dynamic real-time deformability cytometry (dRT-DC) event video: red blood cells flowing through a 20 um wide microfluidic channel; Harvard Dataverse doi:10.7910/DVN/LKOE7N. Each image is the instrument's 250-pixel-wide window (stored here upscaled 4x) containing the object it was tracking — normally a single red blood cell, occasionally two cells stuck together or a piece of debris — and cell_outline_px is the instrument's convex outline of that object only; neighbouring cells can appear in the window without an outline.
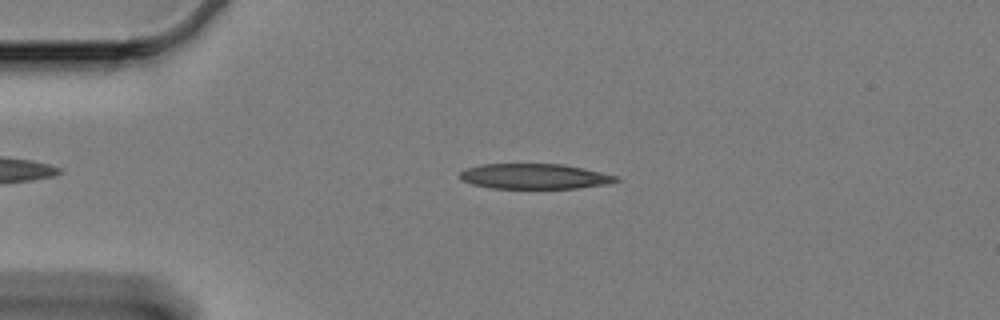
{"species": "Egyptian fruit bat (a non-hibernating species)", "species_latin": "Rousettus aegyptiacus", "temperature_condition": "cold", "stored_images_in_passage": 44, "camera_frame_rate_fps": 3000, "um_per_image_px": 0.085, "animal": {"sex": "female"}, "frame": {"image": 1, "passage_image": 13, "time_ms": 4.0, "image_size_px": [1000, 320], "cell_outline_px": [[620, 180], [608, 184], [576, 188], [488, 188], [472, 184], [460, 180], [460, 172], [468, 168], [480, 164], [564, 164], [620, 176]], "centroid_in_image_um": [45.45, 14.99], "position_along_channel_um": 39.6, "area_um2": 23.06}}
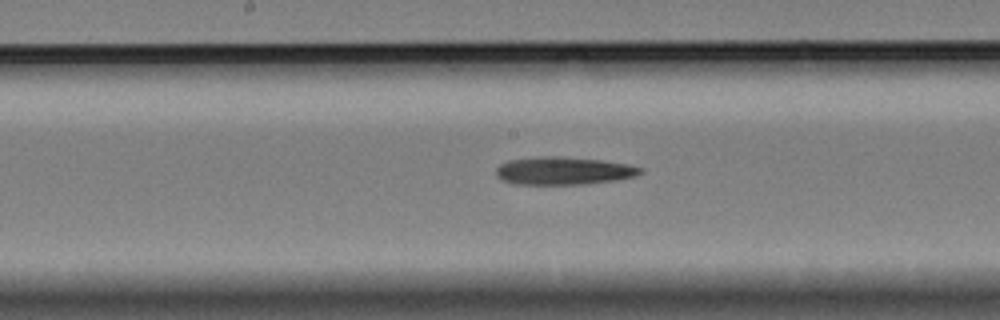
{"frame": {"image": 2, "passage_image": 30, "time_ms": 9.667, "image_size_px": [1000, 320], "cell_outline_px": [[644, 172], [636, 176], [616, 180], [584, 184], [512, 184], [500, 180], [496, 176], [496, 168], [500, 164], [508, 160], [540, 156], [560, 156], [600, 160], [628, 164], [644, 168]], "centroid_in_image_um": [47.89, 14.52], "position_along_channel_um": 200.3, "area_um2": 23.64}}
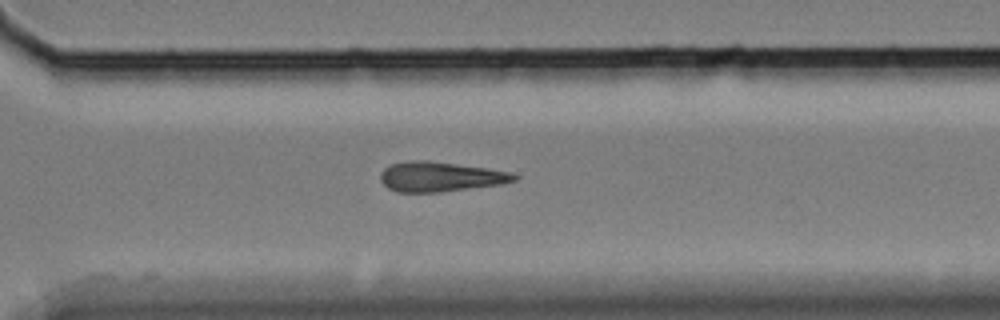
{"frame": {"image": 3, "passage_image": 42, "time_ms": 13.667, "image_size_px": [1000, 320], "cell_outline_px": [[520, 176], [516, 180], [500, 184], [440, 192], [396, 192], [388, 188], [380, 180], [380, 172], [388, 164], [408, 160], [428, 160], [488, 168], [512, 172]], "centroid_in_image_um": [37.4, 15.01], "position_along_channel_um": 333.2, "area_um2": 23.47}}